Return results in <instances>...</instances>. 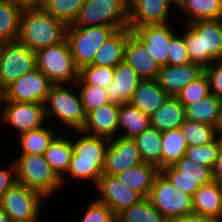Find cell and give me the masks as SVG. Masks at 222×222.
<instances>
[{"label":"cell","mask_w":222,"mask_h":222,"mask_svg":"<svg viewBox=\"0 0 222 222\" xmlns=\"http://www.w3.org/2000/svg\"><path fill=\"white\" fill-rule=\"evenodd\" d=\"M67 25L40 8H24L19 20L17 40L33 52L66 39Z\"/></svg>","instance_id":"6da1fadb"},{"label":"cell","mask_w":222,"mask_h":222,"mask_svg":"<svg viewBox=\"0 0 222 222\" xmlns=\"http://www.w3.org/2000/svg\"><path fill=\"white\" fill-rule=\"evenodd\" d=\"M182 34L191 63L203 68L222 60L221 19L199 20L185 24Z\"/></svg>","instance_id":"7a4b0ae2"},{"label":"cell","mask_w":222,"mask_h":222,"mask_svg":"<svg viewBox=\"0 0 222 222\" xmlns=\"http://www.w3.org/2000/svg\"><path fill=\"white\" fill-rule=\"evenodd\" d=\"M82 135L76 141H72L73 154L67 171L74 179L91 180L95 186L103 174L105 154L109 139Z\"/></svg>","instance_id":"3957f363"},{"label":"cell","mask_w":222,"mask_h":222,"mask_svg":"<svg viewBox=\"0 0 222 222\" xmlns=\"http://www.w3.org/2000/svg\"><path fill=\"white\" fill-rule=\"evenodd\" d=\"M36 68L44 73L53 84H75L79 78L67 39L35 52Z\"/></svg>","instance_id":"277c9868"},{"label":"cell","mask_w":222,"mask_h":222,"mask_svg":"<svg viewBox=\"0 0 222 222\" xmlns=\"http://www.w3.org/2000/svg\"><path fill=\"white\" fill-rule=\"evenodd\" d=\"M14 162L17 183L38 191L45 198L63 187L61 179L45 160L44 155H19Z\"/></svg>","instance_id":"5b68a950"},{"label":"cell","mask_w":222,"mask_h":222,"mask_svg":"<svg viewBox=\"0 0 222 222\" xmlns=\"http://www.w3.org/2000/svg\"><path fill=\"white\" fill-rule=\"evenodd\" d=\"M68 84H54L48 94L45 105V116L54 115L67 127L81 131L85 125L86 113L81 102L80 94L72 92ZM70 89V90H69Z\"/></svg>","instance_id":"8992f818"},{"label":"cell","mask_w":222,"mask_h":222,"mask_svg":"<svg viewBox=\"0 0 222 222\" xmlns=\"http://www.w3.org/2000/svg\"><path fill=\"white\" fill-rule=\"evenodd\" d=\"M73 24L78 28L104 25L118 30L128 27V0H86Z\"/></svg>","instance_id":"52a82bcc"},{"label":"cell","mask_w":222,"mask_h":222,"mask_svg":"<svg viewBox=\"0 0 222 222\" xmlns=\"http://www.w3.org/2000/svg\"><path fill=\"white\" fill-rule=\"evenodd\" d=\"M112 26L96 25L78 28L74 24L68 25L66 39L76 67L92 65L93 58L99 47L116 31Z\"/></svg>","instance_id":"ba28073f"},{"label":"cell","mask_w":222,"mask_h":222,"mask_svg":"<svg viewBox=\"0 0 222 222\" xmlns=\"http://www.w3.org/2000/svg\"><path fill=\"white\" fill-rule=\"evenodd\" d=\"M45 197L36 190L16 183L0 199V209L12 222H38Z\"/></svg>","instance_id":"9c48e42d"},{"label":"cell","mask_w":222,"mask_h":222,"mask_svg":"<svg viewBox=\"0 0 222 222\" xmlns=\"http://www.w3.org/2000/svg\"><path fill=\"white\" fill-rule=\"evenodd\" d=\"M148 198L168 221L193 213L192 195L180 191L161 172L156 176Z\"/></svg>","instance_id":"30bf717a"},{"label":"cell","mask_w":222,"mask_h":222,"mask_svg":"<svg viewBox=\"0 0 222 222\" xmlns=\"http://www.w3.org/2000/svg\"><path fill=\"white\" fill-rule=\"evenodd\" d=\"M53 85L44 73L34 68L8 85L1 101L45 104Z\"/></svg>","instance_id":"8fae6325"},{"label":"cell","mask_w":222,"mask_h":222,"mask_svg":"<svg viewBox=\"0 0 222 222\" xmlns=\"http://www.w3.org/2000/svg\"><path fill=\"white\" fill-rule=\"evenodd\" d=\"M34 68L35 52L18 40L7 41L0 59V88L4 90Z\"/></svg>","instance_id":"7c38bea8"},{"label":"cell","mask_w":222,"mask_h":222,"mask_svg":"<svg viewBox=\"0 0 222 222\" xmlns=\"http://www.w3.org/2000/svg\"><path fill=\"white\" fill-rule=\"evenodd\" d=\"M160 172L176 188L192 196L201 185L213 181L210 167L197 164L185 156L173 165L163 167Z\"/></svg>","instance_id":"4fadbf2b"},{"label":"cell","mask_w":222,"mask_h":222,"mask_svg":"<svg viewBox=\"0 0 222 222\" xmlns=\"http://www.w3.org/2000/svg\"><path fill=\"white\" fill-rule=\"evenodd\" d=\"M0 110L1 120L15 127L19 135L42 127L47 120L41 103L1 101Z\"/></svg>","instance_id":"5bb4252c"},{"label":"cell","mask_w":222,"mask_h":222,"mask_svg":"<svg viewBox=\"0 0 222 222\" xmlns=\"http://www.w3.org/2000/svg\"><path fill=\"white\" fill-rule=\"evenodd\" d=\"M140 163L143 161L134 139L117 136L109 140L103 174L115 176Z\"/></svg>","instance_id":"9a60e30c"},{"label":"cell","mask_w":222,"mask_h":222,"mask_svg":"<svg viewBox=\"0 0 222 222\" xmlns=\"http://www.w3.org/2000/svg\"><path fill=\"white\" fill-rule=\"evenodd\" d=\"M96 186L101 193L96 200L106 204L115 216L137 204L143 198L139 193L122 184L116 176L102 174Z\"/></svg>","instance_id":"2e32d148"},{"label":"cell","mask_w":222,"mask_h":222,"mask_svg":"<svg viewBox=\"0 0 222 222\" xmlns=\"http://www.w3.org/2000/svg\"><path fill=\"white\" fill-rule=\"evenodd\" d=\"M176 0H128V27L167 24L171 4Z\"/></svg>","instance_id":"e0dca14e"},{"label":"cell","mask_w":222,"mask_h":222,"mask_svg":"<svg viewBox=\"0 0 222 222\" xmlns=\"http://www.w3.org/2000/svg\"><path fill=\"white\" fill-rule=\"evenodd\" d=\"M131 32L147 47V54L162 67L167 65L169 43L176 35L168 24L143 25Z\"/></svg>","instance_id":"ac0fdd59"},{"label":"cell","mask_w":222,"mask_h":222,"mask_svg":"<svg viewBox=\"0 0 222 222\" xmlns=\"http://www.w3.org/2000/svg\"><path fill=\"white\" fill-rule=\"evenodd\" d=\"M120 105L107 103L90 111L86 115V121L81 132L97 137L113 139L118 136Z\"/></svg>","instance_id":"d6986e66"},{"label":"cell","mask_w":222,"mask_h":222,"mask_svg":"<svg viewBox=\"0 0 222 222\" xmlns=\"http://www.w3.org/2000/svg\"><path fill=\"white\" fill-rule=\"evenodd\" d=\"M203 73L204 68L196 63L190 62L182 66L166 65L159 69L156 80L170 97H176L185 86Z\"/></svg>","instance_id":"ffe728a7"},{"label":"cell","mask_w":222,"mask_h":222,"mask_svg":"<svg viewBox=\"0 0 222 222\" xmlns=\"http://www.w3.org/2000/svg\"><path fill=\"white\" fill-rule=\"evenodd\" d=\"M124 61L129 64L141 80L157 79L161 68L147 54V47L133 34L128 36L124 49Z\"/></svg>","instance_id":"44dd1931"},{"label":"cell","mask_w":222,"mask_h":222,"mask_svg":"<svg viewBox=\"0 0 222 222\" xmlns=\"http://www.w3.org/2000/svg\"><path fill=\"white\" fill-rule=\"evenodd\" d=\"M141 78L125 61L114 67V80L106 87L110 103L122 105L131 100Z\"/></svg>","instance_id":"7402d4cb"},{"label":"cell","mask_w":222,"mask_h":222,"mask_svg":"<svg viewBox=\"0 0 222 222\" xmlns=\"http://www.w3.org/2000/svg\"><path fill=\"white\" fill-rule=\"evenodd\" d=\"M169 97L156 79H147L139 82L129 103L151 117Z\"/></svg>","instance_id":"603a6c76"},{"label":"cell","mask_w":222,"mask_h":222,"mask_svg":"<svg viewBox=\"0 0 222 222\" xmlns=\"http://www.w3.org/2000/svg\"><path fill=\"white\" fill-rule=\"evenodd\" d=\"M131 29L125 27L116 30L97 50L92 65L115 67L124 61V49Z\"/></svg>","instance_id":"cb8c5ba5"},{"label":"cell","mask_w":222,"mask_h":222,"mask_svg":"<svg viewBox=\"0 0 222 222\" xmlns=\"http://www.w3.org/2000/svg\"><path fill=\"white\" fill-rule=\"evenodd\" d=\"M159 173L160 169L157 166L143 162L115 176L122 184H125L126 187L136 191L143 198H148L154 180Z\"/></svg>","instance_id":"d4e9b609"},{"label":"cell","mask_w":222,"mask_h":222,"mask_svg":"<svg viewBox=\"0 0 222 222\" xmlns=\"http://www.w3.org/2000/svg\"><path fill=\"white\" fill-rule=\"evenodd\" d=\"M192 202L194 213L218 221L221 213L222 186L214 181L201 185L192 196Z\"/></svg>","instance_id":"484cf974"},{"label":"cell","mask_w":222,"mask_h":222,"mask_svg":"<svg viewBox=\"0 0 222 222\" xmlns=\"http://www.w3.org/2000/svg\"><path fill=\"white\" fill-rule=\"evenodd\" d=\"M70 140L64 135L55 136L44 153L45 160L61 179L63 185L73 154L72 139Z\"/></svg>","instance_id":"4316f807"},{"label":"cell","mask_w":222,"mask_h":222,"mask_svg":"<svg viewBox=\"0 0 222 222\" xmlns=\"http://www.w3.org/2000/svg\"><path fill=\"white\" fill-rule=\"evenodd\" d=\"M184 109L186 119L218 128L222 114V100L211 93L194 104L186 105Z\"/></svg>","instance_id":"83f0119b"},{"label":"cell","mask_w":222,"mask_h":222,"mask_svg":"<svg viewBox=\"0 0 222 222\" xmlns=\"http://www.w3.org/2000/svg\"><path fill=\"white\" fill-rule=\"evenodd\" d=\"M185 109L176 97L168 100L150 117V125L159 132L180 128L185 121Z\"/></svg>","instance_id":"f1b7e54d"},{"label":"cell","mask_w":222,"mask_h":222,"mask_svg":"<svg viewBox=\"0 0 222 222\" xmlns=\"http://www.w3.org/2000/svg\"><path fill=\"white\" fill-rule=\"evenodd\" d=\"M176 6L184 10L187 23L222 19V0H176Z\"/></svg>","instance_id":"f546056e"},{"label":"cell","mask_w":222,"mask_h":222,"mask_svg":"<svg viewBox=\"0 0 222 222\" xmlns=\"http://www.w3.org/2000/svg\"><path fill=\"white\" fill-rule=\"evenodd\" d=\"M150 126V117L143 114L135 106L129 102L120 105L118 136L119 132L122 131L121 129H123V135L120 134L121 137L134 139Z\"/></svg>","instance_id":"4dcf8cb0"},{"label":"cell","mask_w":222,"mask_h":222,"mask_svg":"<svg viewBox=\"0 0 222 222\" xmlns=\"http://www.w3.org/2000/svg\"><path fill=\"white\" fill-rule=\"evenodd\" d=\"M162 132L149 127L134 138L144 163L152 164L162 169Z\"/></svg>","instance_id":"1f68e13d"},{"label":"cell","mask_w":222,"mask_h":222,"mask_svg":"<svg viewBox=\"0 0 222 222\" xmlns=\"http://www.w3.org/2000/svg\"><path fill=\"white\" fill-rule=\"evenodd\" d=\"M162 168L171 166L185 156L188 147L180 128L162 132Z\"/></svg>","instance_id":"d6a6232c"},{"label":"cell","mask_w":222,"mask_h":222,"mask_svg":"<svg viewBox=\"0 0 222 222\" xmlns=\"http://www.w3.org/2000/svg\"><path fill=\"white\" fill-rule=\"evenodd\" d=\"M53 131V128L49 129L43 125L38 129L19 135L22 148L20 155H44L50 142L56 136Z\"/></svg>","instance_id":"836d02e7"},{"label":"cell","mask_w":222,"mask_h":222,"mask_svg":"<svg viewBox=\"0 0 222 222\" xmlns=\"http://www.w3.org/2000/svg\"><path fill=\"white\" fill-rule=\"evenodd\" d=\"M21 11L12 0H0V37L6 41L17 40Z\"/></svg>","instance_id":"e575fe53"},{"label":"cell","mask_w":222,"mask_h":222,"mask_svg":"<svg viewBox=\"0 0 222 222\" xmlns=\"http://www.w3.org/2000/svg\"><path fill=\"white\" fill-rule=\"evenodd\" d=\"M180 130L188 146H202L218 137L216 126L189 119H185Z\"/></svg>","instance_id":"d590c367"},{"label":"cell","mask_w":222,"mask_h":222,"mask_svg":"<svg viewBox=\"0 0 222 222\" xmlns=\"http://www.w3.org/2000/svg\"><path fill=\"white\" fill-rule=\"evenodd\" d=\"M123 222H169L149 198H142L137 204L125 209L118 216Z\"/></svg>","instance_id":"8d00e7d4"},{"label":"cell","mask_w":222,"mask_h":222,"mask_svg":"<svg viewBox=\"0 0 222 222\" xmlns=\"http://www.w3.org/2000/svg\"><path fill=\"white\" fill-rule=\"evenodd\" d=\"M86 0H44L42 8L67 26L73 24Z\"/></svg>","instance_id":"74e56055"},{"label":"cell","mask_w":222,"mask_h":222,"mask_svg":"<svg viewBox=\"0 0 222 222\" xmlns=\"http://www.w3.org/2000/svg\"><path fill=\"white\" fill-rule=\"evenodd\" d=\"M114 80V68L87 65L79 70V78L75 82L78 85H94L106 88Z\"/></svg>","instance_id":"f35d334b"},{"label":"cell","mask_w":222,"mask_h":222,"mask_svg":"<svg viewBox=\"0 0 222 222\" xmlns=\"http://www.w3.org/2000/svg\"><path fill=\"white\" fill-rule=\"evenodd\" d=\"M221 147V139L218 136L214 141L202 146H188L185 157L191 161L213 169Z\"/></svg>","instance_id":"ab89813d"},{"label":"cell","mask_w":222,"mask_h":222,"mask_svg":"<svg viewBox=\"0 0 222 222\" xmlns=\"http://www.w3.org/2000/svg\"><path fill=\"white\" fill-rule=\"evenodd\" d=\"M210 94L209 79L207 75L203 73L196 80L185 86L176 96V98L185 107L186 105L194 104Z\"/></svg>","instance_id":"60d3db41"},{"label":"cell","mask_w":222,"mask_h":222,"mask_svg":"<svg viewBox=\"0 0 222 222\" xmlns=\"http://www.w3.org/2000/svg\"><path fill=\"white\" fill-rule=\"evenodd\" d=\"M79 87H81L79 94L86 115L90 111L110 103L106 88L94 85H79Z\"/></svg>","instance_id":"b9f144b4"},{"label":"cell","mask_w":222,"mask_h":222,"mask_svg":"<svg viewBox=\"0 0 222 222\" xmlns=\"http://www.w3.org/2000/svg\"><path fill=\"white\" fill-rule=\"evenodd\" d=\"M167 65L182 66L190 63L185 41L182 35H175L169 45Z\"/></svg>","instance_id":"7bdbcfd3"},{"label":"cell","mask_w":222,"mask_h":222,"mask_svg":"<svg viewBox=\"0 0 222 222\" xmlns=\"http://www.w3.org/2000/svg\"><path fill=\"white\" fill-rule=\"evenodd\" d=\"M115 217L106 204L95 199L88 203L81 222H112Z\"/></svg>","instance_id":"ee69618b"},{"label":"cell","mask_w":222,"mask_h":222,"mask_svg":"<svg viewBox=\"0 0 222 222\" xmlns=\"http://www.w3.org/2000/svg\"><path fill=\"white\" fill-rule=\"evenodd\" d=\"M204 73L209 79L210 92L222 100V60L206 66Z\"/></svg>","instance_id":"f6af8a7d"},{"label":"cell","mask_w":222,"mask_h":222,"mask_svg":"<svg viewBox=\"0 0 222 222\" xmlns=\"http://www.w3.org/2000/svg\"><path fill=\"white\" fill-rule=\"evenodd\" d=\"M17 183L16 165L13 161L10 168L0 169V199L2 195Z\"/></svg>","instance_id":"bcb514c9"},{"label":"cell","mask_w":222,"mask_h":222,"mask_svg":"<svg viewBox=\"0 0 222 222\" xmlns=\"http://www.w3.org/2000/svg\"><path fill=\"white\" fill-rule=\"evenodd\" d=\"M169 222H217L210 217L200 215L198 213H189L171 219Z\"/></svg>","instance_id":"7dc6e473"},{"label":"cell","mask_w":222,"mask_h":222,"mask_svg":"<svg viewBox=\"0 0 222 222\" xmlns=\"http://www.w3.org/2000/svg\"><path fill=\"white\" fill-rule=\"evenodd\" d=\"M212 180L222 186V139L218 157L212 169Z\"/></svg>","instance_id":"c3c4849f"},{"label":"cell","mask_w":222,"mask_h":222,"mask_svg":"<svg viewBox=\"0 0 222 222\" xmlns=\"http://www.w3.org/2000/svg\"><path fill=\"white\" fill-rule=\"evenodd\" d=\"M16 5L24 8H40L43 5V0H12Z\"/></svg>","instance_id":"681fc988"},{"label":"cell","mask_w":222,"mask_h":222,"mask_svg":"<svg viewBox=\"0 0 222 222\" xmlns=\"http://www.w3.org/2000/svg\"><path fill=\"white\" fill-rule=\"evenodd\" d=\"M0 222H12L11 218L0 209Z\"/></svg>","instance_id":"f907efd6"},{"label":"cell","mask_w":222,"mask_h":222,"mask_svg":"<svg viewBox=\"0 0 222 222\" xmlns=\"http://www.w3.org/2000/svg\"><path fill=\"white\" fill-rule=\"evenodd\" d=\"M6 43L7 41L4 38L0 37V59L2 57L3 49Z\"/></svg>","instance_id":"816d5d0a"},{"label":"cell","mask_w":222,"mask_h":222,"mask_svg":"<svg viewBox=\"0 0 222 222\" xmlns=\"http://www.w3.org/2000/svg\"><path fill=\"white\" fill-rule=\"evenodd\" d=\"M217 129H218V136L220 137V139H222V114H221L220 124Z\"/></svg>","instance_id":"f5cc1de1"},{"label":"cell","mask_w":222,"mask_h":222,"mask_svg":"<svg viewBox=\"0 0 222 222\" xmlns=\"http://www.w3.org/2000/svg\"><path fill=\"white\" fill-rule=\"evenodd\" d=\"M112 222H123V221L116 216V217L112 220Z\"/></svg>","instance_id":"db71d44e"},{"label":"cell","mask_w":222,"mask_h":222,"mask_svg":"<svg viewBox=\"0 0 222 222\" xmlns=\"http://www.w3.org/2000/svg\"><path fill=\"white\" fill-rule=\"evenodd\" d=\"M217 222H222V204H221V213H220V216H219Z\"/></svg>","instance_id":"11a10c76"},{"label":"cell","mask_w":222,"mask_h":222,"mask_svg":"<svg viewBox=\"0 0 222 222\" xmlns=\"http://www.w3.org/2000/svg\"><path fill=\"white\" fill-rule=\"evenodd\" d=\"M3 99V90L0 88V102Z\"/></svg>","instance_id":"9f6ffc18"},{"label":"cell","mask_w":222,"mask_h":222,"mask_svg":"<svg viewBox=\"0 0 222 222\" xmlns=\"http://www.w3.org/2000/svg\"><path fill=\"white\" fill-rule=\"evenodd\" d=\"M221 43H222V19H221Z\"/></svg>","instance_id":"6f0895ef"}]
</instances>
